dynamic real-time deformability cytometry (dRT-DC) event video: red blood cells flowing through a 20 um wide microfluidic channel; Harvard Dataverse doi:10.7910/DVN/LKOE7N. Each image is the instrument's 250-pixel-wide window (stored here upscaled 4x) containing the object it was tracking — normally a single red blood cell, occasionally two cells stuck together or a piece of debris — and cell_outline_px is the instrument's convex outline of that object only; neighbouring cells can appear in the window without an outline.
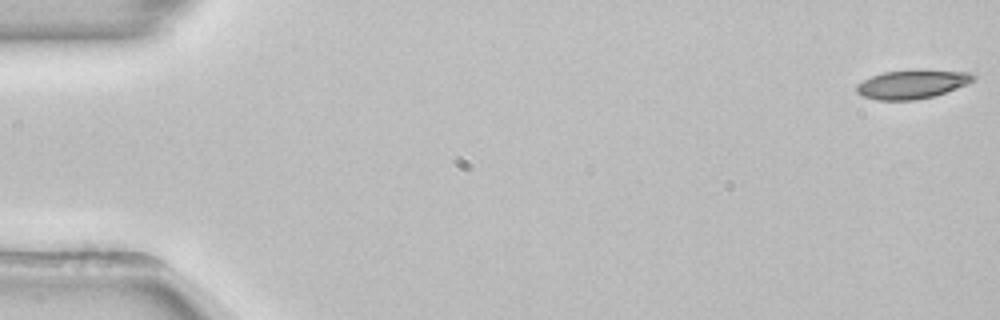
{"species": "common noctule bat (a hibernating species)", "species_latin": "Nyctalus noctula", "temperature_condition": "room temperature", "stored_images_in_passage": 54, "camera_frame_rate_fps": 3000, "um_per_image_px": 0.085, "animal": {"sex": "female", "body_mass_g": 22.7, "forearm_length_mm": 54.2}, "frame": {"image": 1, "passage_image": 1, "time_ms": 0.0, "image_size_px": [1000, 320], "cell_outline_px": [[976, 80], [968, 84], [932, 96], [916, 100], [876, 100], [860, 96], [856, 92], [856, 84], [872, 76], [884, 72], [972, 72], [976, 76]], "centroid_in_image_um": [77.48, 7.21], "position_along_channel_um": 7.5, "area_um2": 18.84}}
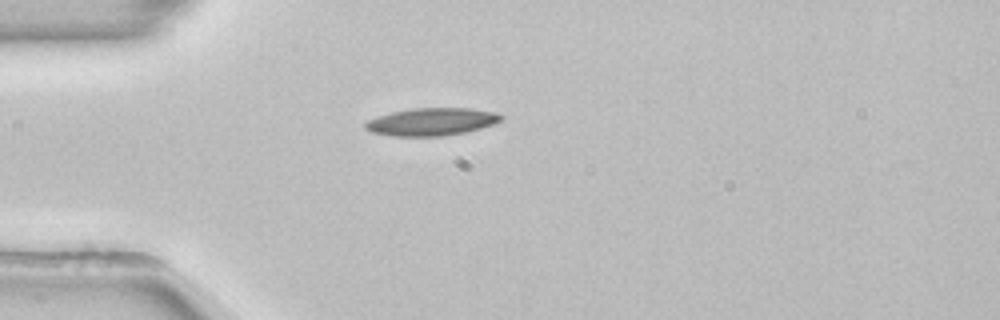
{"frame": {"image": 2, "passage_image": 15, "time_ms": 4.667, "image_size_px": [1000, 320], "cell_outline_px": [[504, 116], [500, 120], [492, 124], [468, 132], [444, 136], [392, 136], [372, 132], [364, 128], [364, 124], [368, 120], [392, 112], [412, 108], [468, 108], [492, 112]], "centroid_in_image_um": [36.66, 10.36], "position_along_channel_um": 48.3, "area_um2": 21.68}}
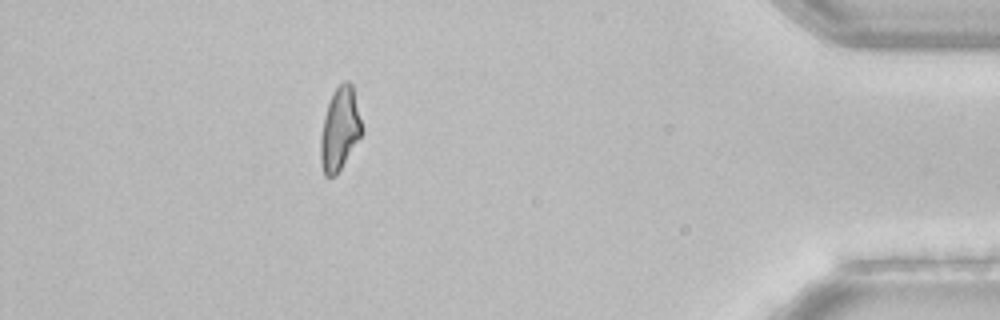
{"frame": {"image": 3, "passage_image": 48, "time_ms": 15.667, "image_size_px": [1000, 320], "cell_outline_px": [[360, 136], [336, 176], [324, 176], [320, 160], [320, 140], [324, 116], [332, 92], [344, 80], [348, 80], [352, 84], [360, 120]], "centroid_in_image_um": [28.84, 10.97], "position_along_channel_um": 406.4, "area_um2": 19.42}, "authors_computed_cell_mechanics": {"area_um2": 20.23, "velocity_mm_per_s": 3.8618, "shape_relaxation_time_tau1_ms": 6.224, "shape_relaxation_time_tau2_ms": 8.2666, "deformation_change_tau1": 0.1884, "deformation_change_tau2": 0.1874}}